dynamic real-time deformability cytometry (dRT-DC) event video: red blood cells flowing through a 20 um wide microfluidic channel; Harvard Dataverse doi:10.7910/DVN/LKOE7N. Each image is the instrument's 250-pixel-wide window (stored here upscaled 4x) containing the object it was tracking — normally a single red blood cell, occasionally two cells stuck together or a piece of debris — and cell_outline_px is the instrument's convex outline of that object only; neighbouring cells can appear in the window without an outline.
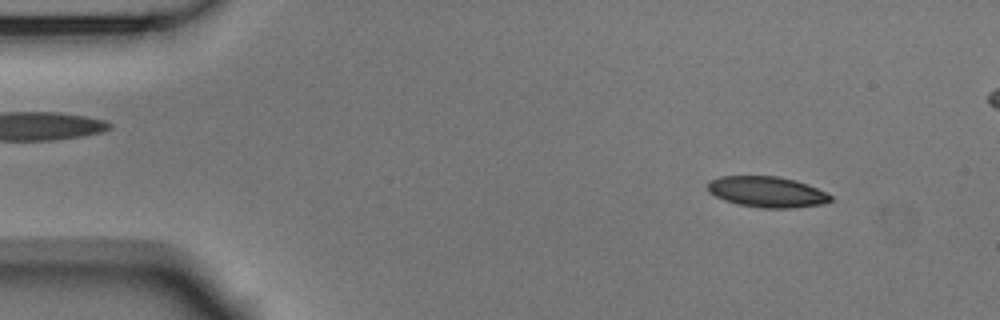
{"species": "Egyptian fruit bat (a non-hibernating species)", "species_latin": "Rousettus aegyptiacus", "temperature_condition": "room temperature", "stored_images_in_passage": 50, "segment_of_instrument_passage": [1, 2], "camera_frame_rate_fps": 3000, "um_per_image_px": 0.085, "animal": {"sex": "male"}, "frame": {"image": 1, "passage_image": 2, "time_ms": 0.333, "image_size_px": [1000, 320], "cell_outline_px": [[832, 200], [820, 204], [792, 208], [764, 208], [740, 204], [724, 200], [708, 192], [708, 180], [720, 176], [776, 176], [796, 180], [808, 184], [828, 192], [832, 196]], "centroid_in_image_um": [65.2, 16.3], "position_along_channel_um": 19.8, "area_um2": 22.08}}
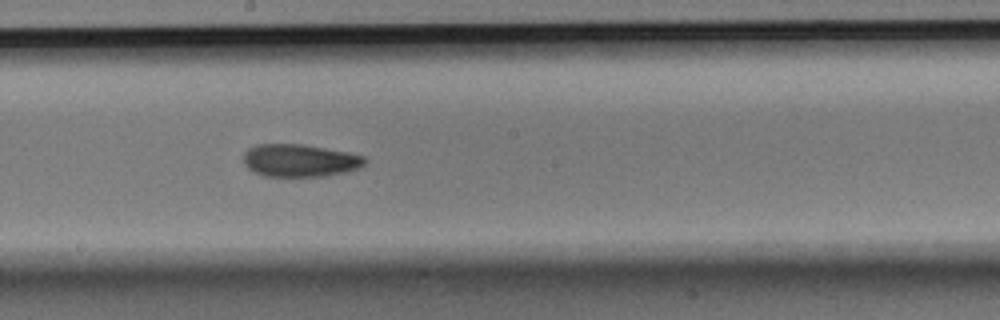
{"frame": {"image": 2, "passage_image": 25, "time_ms": 8.0, "image_size_px": [1000, 320], "cell_outline_px": [[368, 160], [364, 164], [348, 172], [328, 176], [264, 176], [248, 168], [244, 164], [244, 152], [248, 148], [256, 144], [304, 144], [348, 152], [364, 156]], "centroid_in_image_um": [25.49, 13.63], "position_along_channel_um": 222.7, "area_um2": 23.18}}
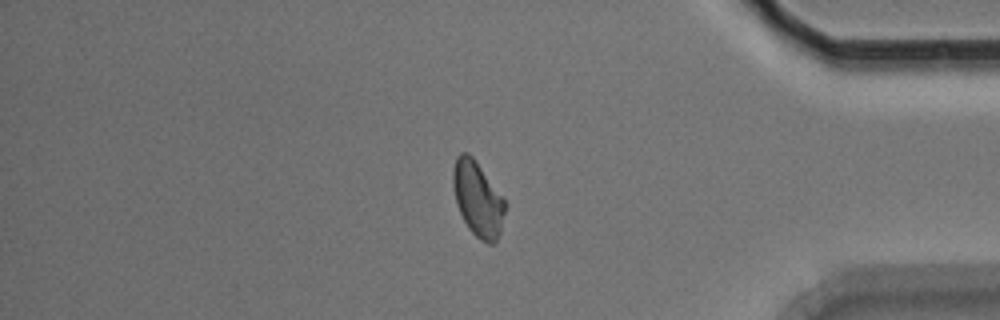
{"frame": {"image": 3, "passage_image": 41, "time_ms": 13.333, "image_size_px": [1000, 320], "cell_outline_px": [[504, 212], [500, 232], [496, 240], [492, 244], [488, 244], [480, 240], [468, 228], [456, 204], [452, 184], [452, 168], [456, 156], [460, 152], [468, 152], [472, 156], [504, 200]], "centroid_in_image_um": [40.55, 16.89], "position_along_channel_um": 394.6, "area_um2": 22.37}}